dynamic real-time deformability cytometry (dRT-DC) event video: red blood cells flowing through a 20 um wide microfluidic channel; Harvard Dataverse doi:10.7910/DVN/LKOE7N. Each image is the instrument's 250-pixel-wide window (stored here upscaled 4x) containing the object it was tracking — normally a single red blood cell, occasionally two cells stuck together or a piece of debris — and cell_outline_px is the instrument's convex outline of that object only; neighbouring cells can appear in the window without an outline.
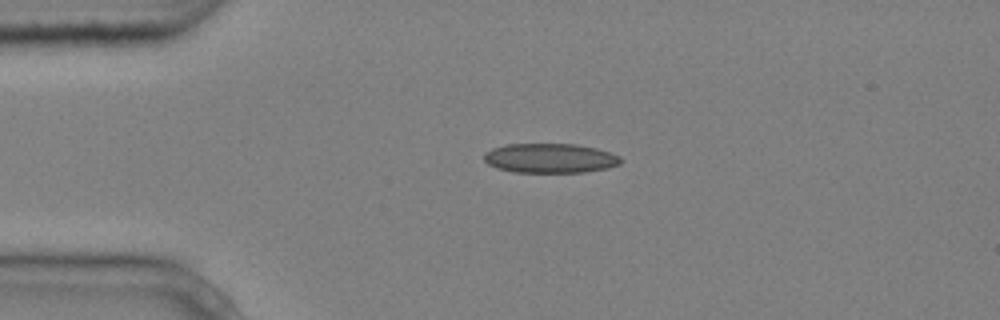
{"species": "common noctule bat (a hibernating species)", "species_latin": "Nyctalus noctula", "temperature_condition": "cold", "stored_images_in_passage": 8, "camera_frame_rate_fps": 3000, "um_per_image_px": 0.085, "animal": {"sex": "male", "body_mass_g": 20.4}, "frame": {"image": 1, "passage_image": 1, "time_ms": 0.0, "image_size_px": [1000, 320], "cell_outline_px": [[624, 160], [620, 164], [608, 168], [584, 172], [512, 172], [496, 168], [488, 164], [484, 160], [484, 152], [492, 148], [504, 144], [576, 144], [596, 148], [620, 156]], "centroid_in_image_um": [46.75, 13.44], "position_along_channel_um": 38.3, "area_um2": 23.7}}
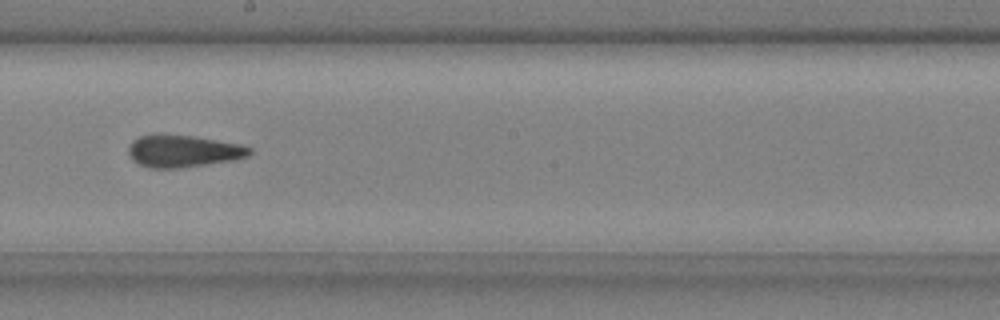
{"frame": {"image": 2, "passage_image": 6, "time_ms": 1.667, "image_size_px": [1000, 320], "cell_outline_px": [[252, 152], [248, 156], [236, 160], [180, 168], [148, 168], [132, 160], [128, 152], [128, 148], [132, 140], [140, 136], [156, 132], [160, 132], [192, 136], [240, 144], [252, 148]], "centroid_in_image_um": [15.54, 12.82], "position_along_channel_um": 232.7, "area_um2": 23.18}}
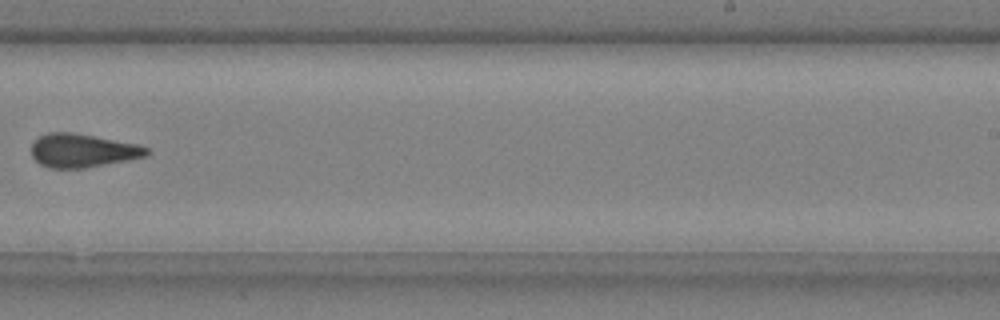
{"frame": {"image": 3, "passage_image": 7, "time_ms": 2.0, "image_size_px": [1000, 320], "cell_outline_px": [[152, 152], [148, 156], [128, 160], [84, 168], [48, 168], [40, 164], [32, 156], [32, 140], [48, 132], [72, 132], [140, 144], [148, 148]], "centroid_in_image_um": [7.04, 12.79], "position_along_channel_um": 282.0, "area_um2": 22.77}}